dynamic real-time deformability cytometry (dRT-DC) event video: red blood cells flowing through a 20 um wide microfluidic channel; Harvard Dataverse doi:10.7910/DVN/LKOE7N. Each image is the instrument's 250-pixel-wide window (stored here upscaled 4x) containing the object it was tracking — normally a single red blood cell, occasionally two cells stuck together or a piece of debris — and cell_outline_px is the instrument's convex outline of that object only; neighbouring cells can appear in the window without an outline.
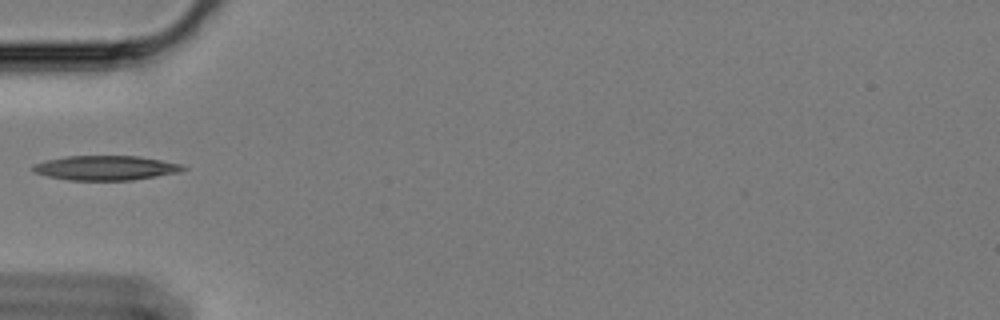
{"species": "Egyptian fruit bat (a non-hibernating species)", "species_latin": "Rousettus aegyptiacus", "temperature_condition": "cold", "stored_images_in_passage": 40, "camera_frame_rate_fps": 3000, "um_per_image_px": 0.085, "animal": {"sex": "female"}, "frame": {"image": 1, "passage_image": 1, "time_ms": 0.0, "image_size_px": [1000, 320], "cell_outline_px": [[188, 168], [180, 172], [132, 180], [68, 180], [48, 176], [32, 172], [32, 164], [44, 160], [64, 156], [140, 156], [184, 164]], "centroid_in_image_um": [8.98, 14.26], "position_along_channel_um": 76.0, "area_um2": 21.73}}
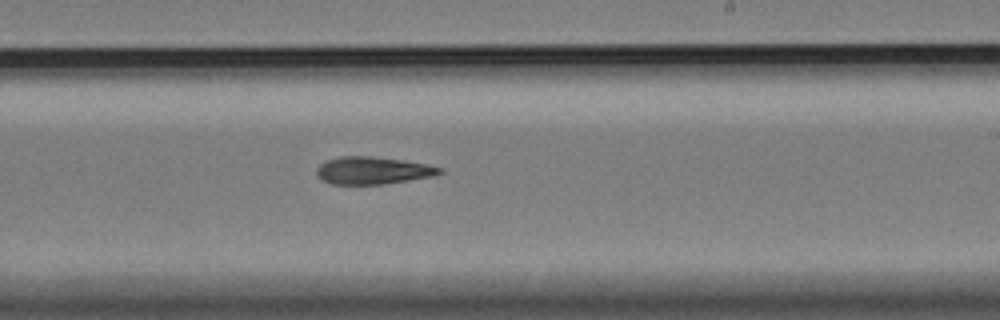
{"frame": {"image": 2, "passage_image": 17, "time_ms": 5.333, "image_size_px": [1000, 320], "cell_outline_px": [[444, 172], [432, 176], [384, 184], [332, 184], [324, 180], [316, 172], [316, 168], [320, 164], [328, 160], [340, 156], [372, 156], [404, 160], [428, 164], [444, 168]], "centroid_in_image_um": [31.73, 14.48], "position_along_channel_um": 257.3, "area_um2": 19.59}}
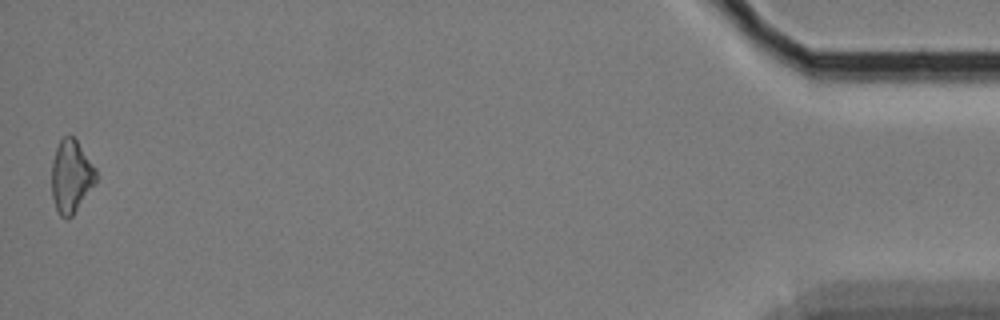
{"frame": {"image": 3, "passage_image": 40, "time_ms": 13.0, "image_size_px": [1000, 320], "cell_outline_px": [[96, 184], [72, 216], [68, 220], [60, 216], [56, 208], [52, 196], [52, 164], [56, 148], [60, 140], [64, 136], [72, 136], [76, 140], [96, 168]], "centroid_in_image_um": [6.06, 15.02], "position_along_channel_um": 429.1, "area_um2": 18.79}}